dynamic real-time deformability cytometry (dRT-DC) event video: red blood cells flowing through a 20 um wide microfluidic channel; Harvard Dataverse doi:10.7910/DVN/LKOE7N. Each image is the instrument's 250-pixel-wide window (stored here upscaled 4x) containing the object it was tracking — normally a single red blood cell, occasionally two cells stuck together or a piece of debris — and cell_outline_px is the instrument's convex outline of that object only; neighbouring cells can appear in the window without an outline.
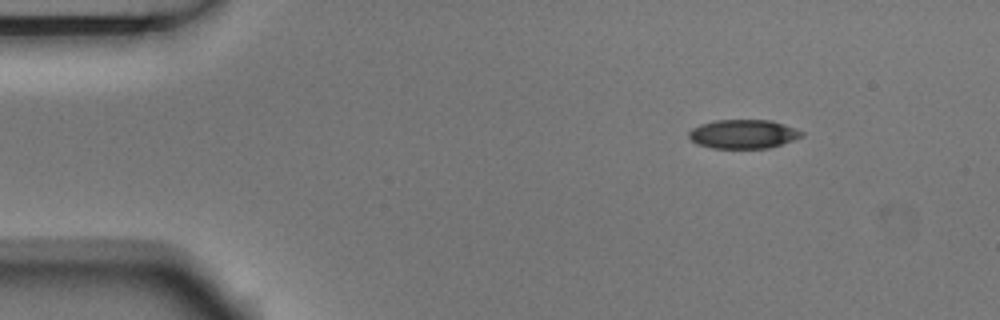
{"species": "Egyptian fruit bat (a non-hibernating species)", "species_latin": "Rousettus aegyptiacus", "temperature_condition": "room temperature", "stored_images_in_passage": 4, "camera_frame_rate_fps": 3000, "um_per_image_px": 0.085, "animal": {"sex": "male"}, "frame": {"image": 1, "passage_image": 1, "time_ms": 0.0, "image_size_px": [1000, 320], "cell_outline_px": [[804, 136], [768, 148], [712, 148], [696, 144], [688, 136], [688, 132], [692, 128], [700, 124], [716, 120], [772, 120], [796, 128], [804, 132]], "centroid_in_image_um": [63.17, 11.39], "position_along_channel_um": 21.8, "area_um2": 19.07}}